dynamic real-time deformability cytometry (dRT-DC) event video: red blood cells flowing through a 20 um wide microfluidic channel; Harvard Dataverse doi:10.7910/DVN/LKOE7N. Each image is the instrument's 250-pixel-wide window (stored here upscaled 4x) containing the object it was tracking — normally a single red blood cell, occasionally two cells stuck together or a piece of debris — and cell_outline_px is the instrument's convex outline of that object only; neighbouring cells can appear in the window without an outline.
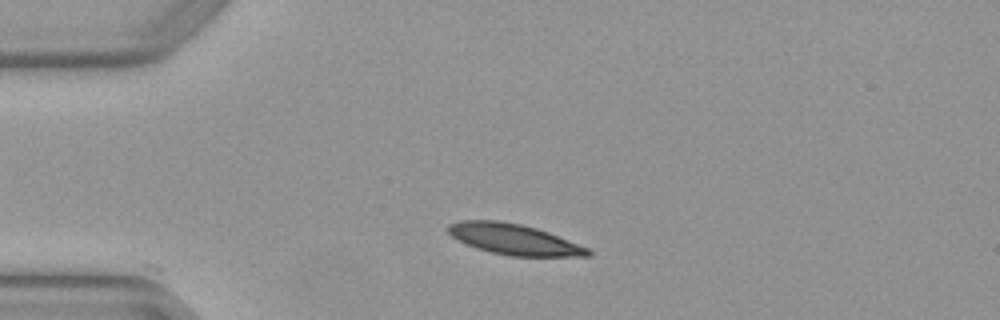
{"species": "Egyptian fruit bat (a non-hibernating species)", "species_latin": "Rousettus aegyptiacus", "temperature_condition": "warm", "stored_images_in_passage": 5, "camera_frame_rate_fps": 3000, "um_per_image_px": 0.085, "animal": {"sex": "female"}, "frame": {"image": 1, "passage_image": 1, "time_ms": 0.0, "image_size_px": [1000, 320], "cell_outline_px": [[592, 256], [508, 256], [476, 248], [452, 236], [444, 228], [448, 224], [460, 220], [496, 220], [520, 224], [536, 228], [548, 232], [588, 248], [592, 252]], "centroid_in_image_um": [43.66, 20.33], "position_along_channel_um": 41.3, "area_um2": 24.85}}
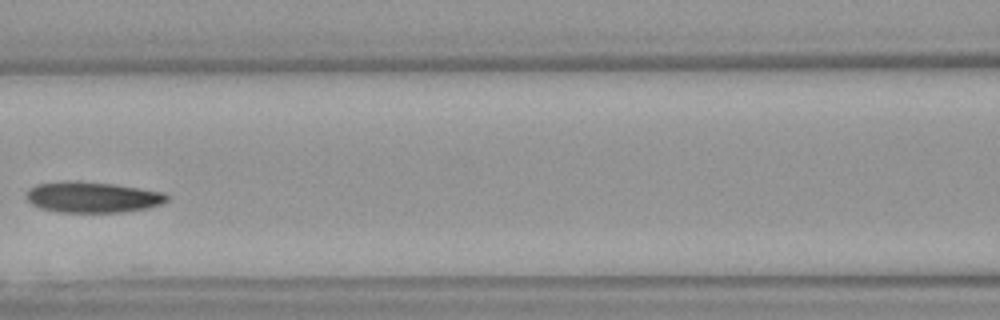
{"frame": {"image": 2, "passage_image": 4, "time_ms": 1.0, "image_size_px": [1000, 320], "cell_outline_px": [[168, 200], [164, 204], [148, 208], [124, 212], [56, 212], [40, 208], [32, 204], [28, 200], [28, 188], [36, 184], [56, 180], [76, 180], [112, 184], [140, 188], [164, 192], [168, 196]], "centroid_in_image_um": [7.86, 16.75], "position_along_channel_um": 158.7, "area_um2": 25.66}}
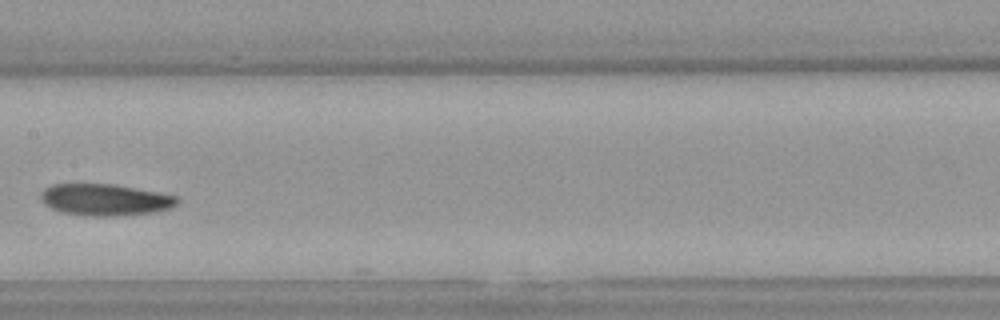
{"frame": {"image": 3, "passage_image": 5, "time_ms": 1.333, "image_size_px": [1000, 320], "cell_outline_px": [[180, 200], [176, 204], [168, 208], [156, 212], [116, 216], [88, 216], [60, 212], [44, 204], [40, 200], [40, 192], [44, 188], [52, 184], [116, 184], [160, 192], [176, 196]], "centroid_in_image_um": [8.91, 16.97], "position_along_channel_um": 198.5, "area_um2": 25.43}}